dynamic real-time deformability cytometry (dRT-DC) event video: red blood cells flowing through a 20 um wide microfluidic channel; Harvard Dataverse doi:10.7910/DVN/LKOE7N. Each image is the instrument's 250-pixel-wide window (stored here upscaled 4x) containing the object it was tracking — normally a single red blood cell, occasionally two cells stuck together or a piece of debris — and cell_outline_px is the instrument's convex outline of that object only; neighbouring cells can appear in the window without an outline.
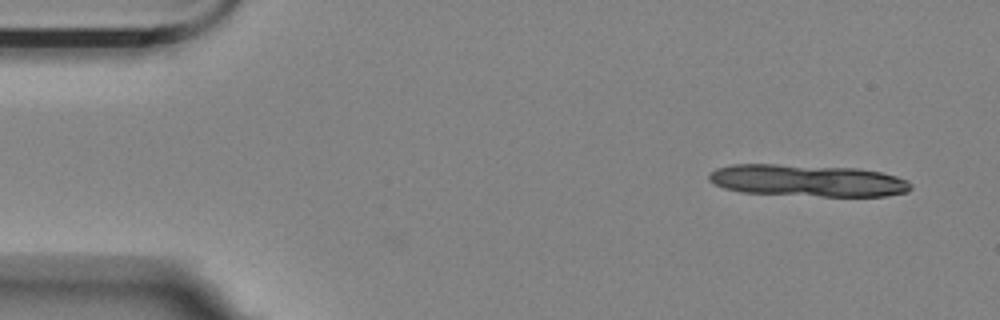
{"species": "Egyptian fruit bat (a non-hibernating species)", "species_latin": "Rousettus aegyptiacus", "temperature_condition": "room temperature", "stored_images_in_passage": 9, "camera_frame_rate_fps": 3000, "um_per_image_px": 0.085, "animal": {"sex": "female"}, "frame": {"image": 1, "passage_image": 1, "time_ms": 0.0, "image_size_px": [1000, 320], "cell_outline_px": [[912, 188], [908, 192], [884, 196], [820, 196], [740, 192], [724, 188], [708, 180], [708, 176], [716, 168], [732, 164], [776, 164], [860, 168], [880, 172], [896, 176], [908, 180], [912, 184]], "centroid_in_image_um": [68.67, 15.34], "position_along_channel_um": 16.3, "area_um2": 37.74}}